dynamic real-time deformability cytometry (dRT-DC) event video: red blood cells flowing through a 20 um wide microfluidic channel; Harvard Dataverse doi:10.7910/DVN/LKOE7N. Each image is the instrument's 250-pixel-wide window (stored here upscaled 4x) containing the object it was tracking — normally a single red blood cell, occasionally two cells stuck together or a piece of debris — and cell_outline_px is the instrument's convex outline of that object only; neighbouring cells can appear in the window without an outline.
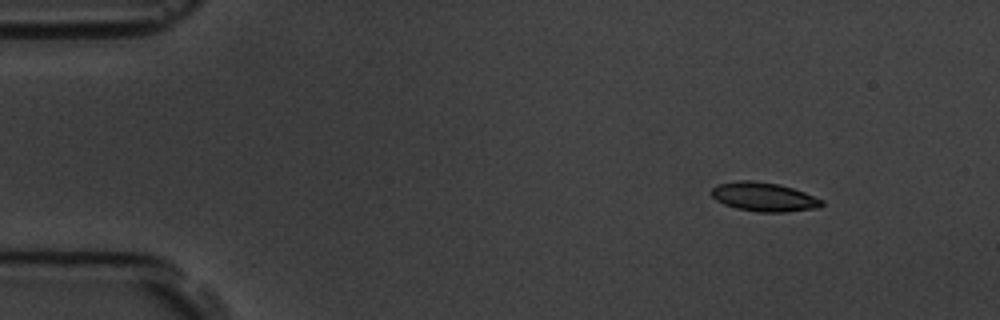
{"species": "common noctule bat (a hibernating species)", "species_latin": "Nyctalus noctula", "temperature_condition": "room temperature", "stored_images_in_passage": 7, "camera_frame_rate_fps": 3000, "um_per_image_px": 0.085, "animal": {"sex": "male", "body_mass_g": 19.5, "forearm_length_mm": 54.6}, "frame": {"image": 1, "passage_image": 1, "time_ms": 0.0, "image_size_px": [1000, 320], "cell_outline_px": [[824, 204], [820, 208], [784, 212], [756, 212], [736, 208], [724, 204], [716, 200], [712, 196], [712, 188], [720, 184], [740, 180], [752, 180], [780, 184], [804, 192], [824, 200]], "centroid_in_image_um": [64.97, 16.74], "position_along_channel_um": 20.0, "area_um2": 18.67}}
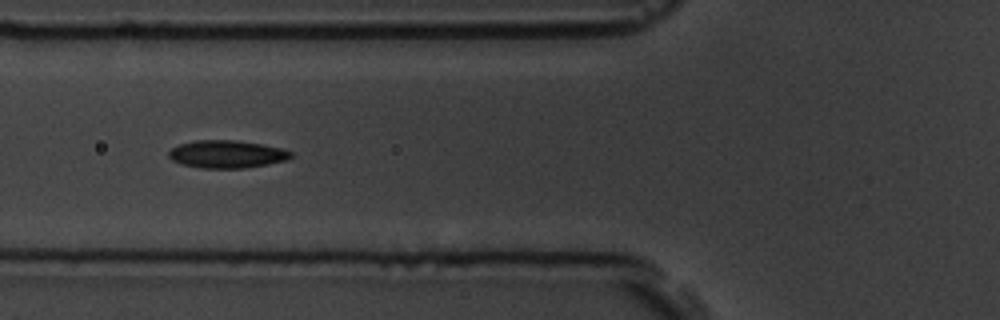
{"frame": {"image": 2, "passage_image": 5, "time_ms": 4.667, "image_size_px": [1000, 320], "cell_outline_px": [[292, 156], [288, 160], [268, 164], [244, 168], [200, 168], [180, 164], [172, 160], [168, 156], [168, 152], [172, 148], [180, 144], [196, 140], [236, 140], [264, 144], [284, 148], [292, 152]], "centroid_in_image_um": [19.3, 13.1], "position_along_channel_um": 106.5, "area_um2": 19.94}}
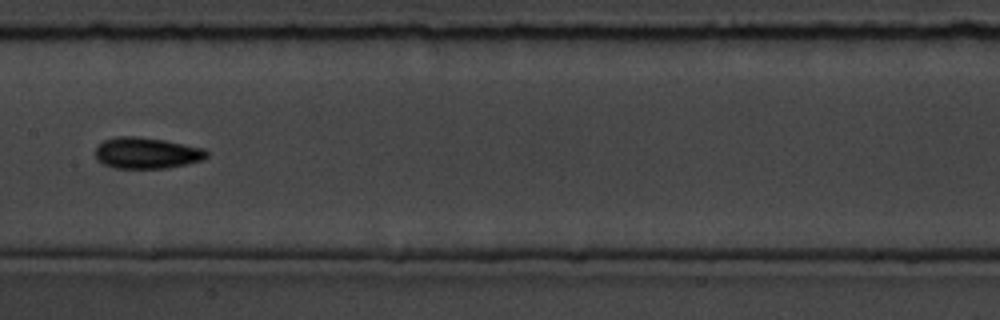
{"frame": {"image": 3, "passage_image": 7, "time_ms": 7.0, "image_size_px": [1000, 320], "cell_outline_px": [[208, 156], [204, 160], [168, 168], [116, 168], [104, 164], [96, 160], [96, 148], [104, 140], [116, 136], [136, 136], [164, 140], [204, 148], [208, 152]], "centroid_in_image_um": [12.48, 13.01], "position_along_channel_um": 194.9, "area_um2": 20.29}}